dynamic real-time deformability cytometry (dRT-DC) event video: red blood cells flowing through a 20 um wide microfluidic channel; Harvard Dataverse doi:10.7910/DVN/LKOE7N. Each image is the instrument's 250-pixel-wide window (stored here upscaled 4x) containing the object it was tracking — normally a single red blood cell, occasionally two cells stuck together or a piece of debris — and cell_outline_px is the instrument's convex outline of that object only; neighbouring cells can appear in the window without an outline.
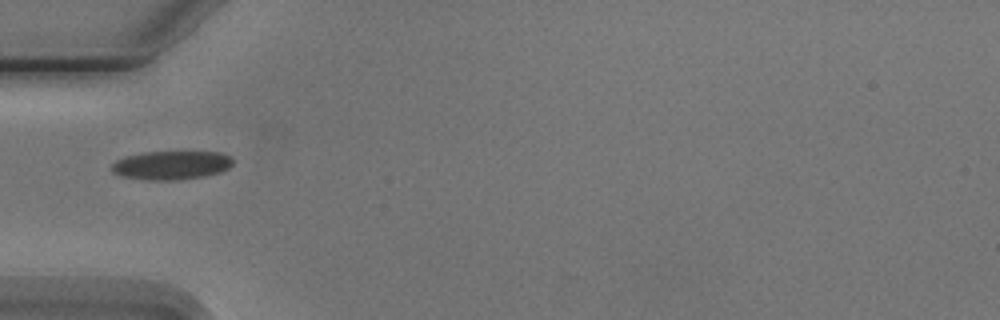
{"species": "Egyptian fruit bat (a non-hibernating species)", "species_latin": "Rousettus aegyptiacus", "temperature_condition": "cold", "stored_images_in_passage": 1, "camera_frame_rate_fps": 3000, "um_per_image_px": 0.085, "animal": {"sex": "male"}, "frame": {"image": 1, "passage_image": 1, "time_ms": 0.0, "image_size_px": [1000, 320], "cell_outline_px": [[232, 164], [228, 168], [220, 172], [204, 176], [180, 180], [148, 180], [120, 176], [112, 172], [112, 164], [116, 160], [124, 156], [144, 152], [220, 152], [228, 156], [232, 160]], "centroid_in_image_um": [14.52, 14.05], "position_along_channel_um": 70.5, "area_um2": 20.29}}